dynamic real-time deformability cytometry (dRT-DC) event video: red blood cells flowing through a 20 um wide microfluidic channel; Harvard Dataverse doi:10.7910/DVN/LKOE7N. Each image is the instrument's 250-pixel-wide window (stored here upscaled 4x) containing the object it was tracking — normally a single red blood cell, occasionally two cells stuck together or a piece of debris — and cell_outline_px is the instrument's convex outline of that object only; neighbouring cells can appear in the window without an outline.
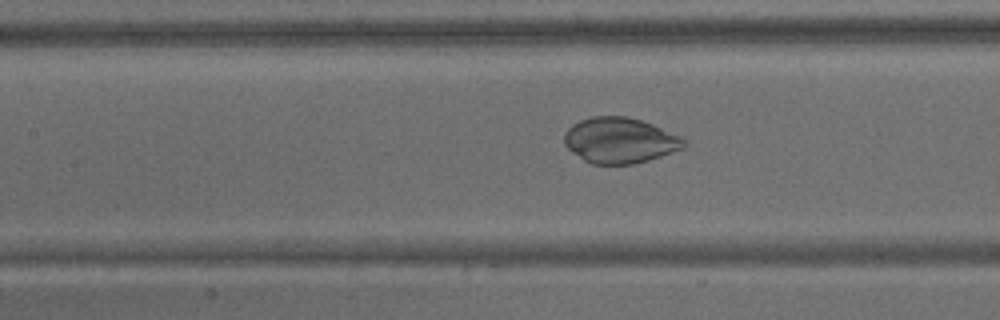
{"species": "common noctule bat (a hibernating species)", "species_latin": "Nyctalus noctula", "temperature_condition": "warm", "stored_images_in_passage": 64, "camera_frame_rate_fps": 3000, "um_per_image_px": 0.085, "animal": {"sex": "male", "body_mass_g": 15.6}, "frame": {"image": 1, "passage_image": 28, "time_ms": 9.0, "image_size_px": [1000, 320], "cell_outline_px": [[688, 144], [684, 148], [648, 160], [632, 164], [592, 164], [584, 160], [572, 152], [564, 144], [564, 132], [572, 124], [580, 120], [592, 116], [628, 116], [652, 124], [680, 136]], "centroid_in_image_um": [52.67, 11.93], "position_along_channel_um": 154.7, "area_um2": 31.79}}
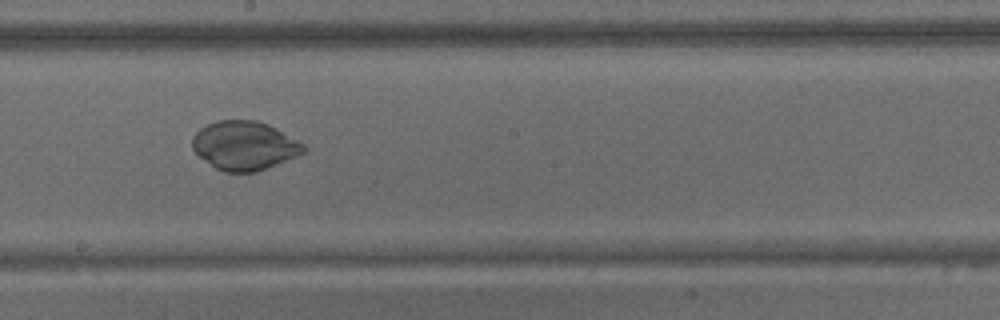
{"frame": {"image": 2, "passage_image": 35, "time_ms": 11.333, "image_size_px": [1000, 320], "cell_outline_px": [[308, 148], [304, 152], [296, 156], [256, 172], [224, 172], [216, 168], [200, 156], [192, 148], [192, 136], [200, 128], [216, 120], [256, 120], [268, 124], [304, 144]], "centroid_in_image_um": [20.76, 12.37], "position_along_channel_um": 227.4, "area_um2": 31.44}}
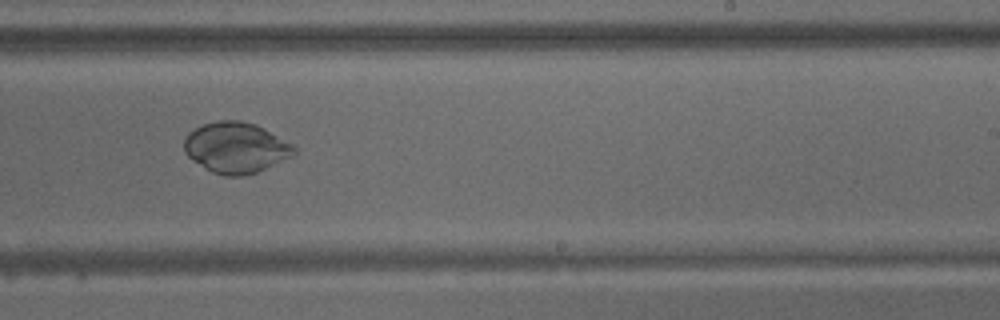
{"frame": {"image": 3, "passage_image": 39, "time_ms": 12.667, "image_size_px": [1000, 320], "cell_outline_px": [[296, 152], [292, 156], [256, 172], [240, 176], [224, 176], [212, 172], [192, 160], [184, 152], [184, 140], [188, 132], [204, 124], [220, 120], [240, 120], [256, 124], [264, 128], [292, 144], [296, 148]], "centroid_in_image_um": [20.03, 12.54], "position_along_channel_um": 269.0, "area_um2": 32.37}}